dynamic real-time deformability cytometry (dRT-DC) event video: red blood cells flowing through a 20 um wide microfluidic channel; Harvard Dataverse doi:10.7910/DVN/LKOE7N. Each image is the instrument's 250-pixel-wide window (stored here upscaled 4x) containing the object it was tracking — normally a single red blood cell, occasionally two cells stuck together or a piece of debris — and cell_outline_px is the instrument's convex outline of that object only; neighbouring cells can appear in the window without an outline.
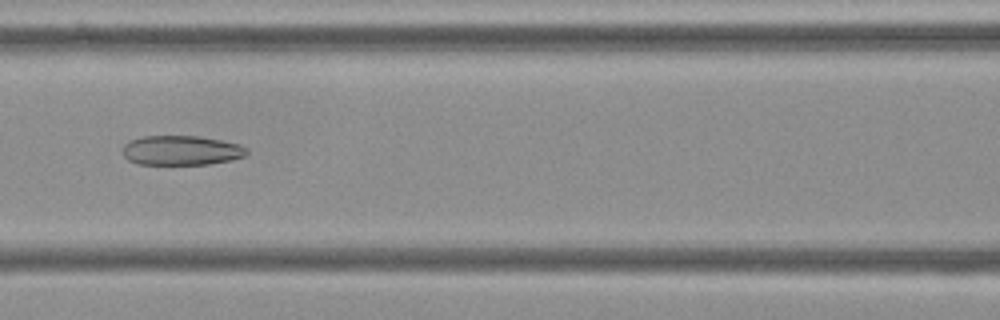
{"species": "Egyptian fruit bat (a non-hibernating species)", "species_latin": "Rousettus aegyptiacus", "temperature_condition": "cold", "stored_images_in_passage": 56, "camera_frame_rate_fps": 3000, "um_per_image_px": 0.085, "frame": {"image": 1, "passage_image": 25, "time_ms": 8.0, "image_size_px": [1000, 320], "cell_outline_px": [[248, 152], [244, 156], [232, 160], [208, 164], [136, 164], [128, 160], [120, 152], [120, 148], [128, 140], [144, 136], [200, 136], [240, 144], [248, 148]], "centroid_in_image_um": [15.36, 12.78], "position_along_channel_um": 151.2, "area_um2": 21.73}}
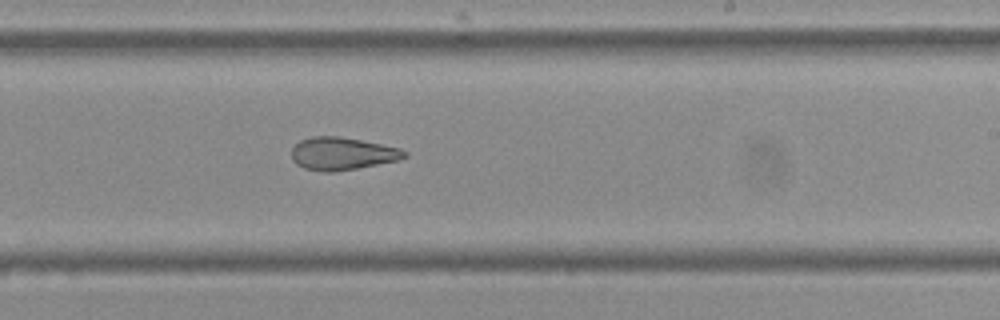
{"frame": {"image": 2, "passage_image": 34, "time_ms": 11.0, "image_size_px": [1000, 320], "cell_outline_px": [[408, 156], [400, 160], [336, 172], [324, 172], [304, 168], [296, 164], [292, 160], [292, 148], [300, 140], [312, 136], [340, 136], [400, 148], [408, 152]], "centroid_in_image_um": [29.09, 13.06], "position_along_channel_um": 259.9, "area_um2": 21.62}}
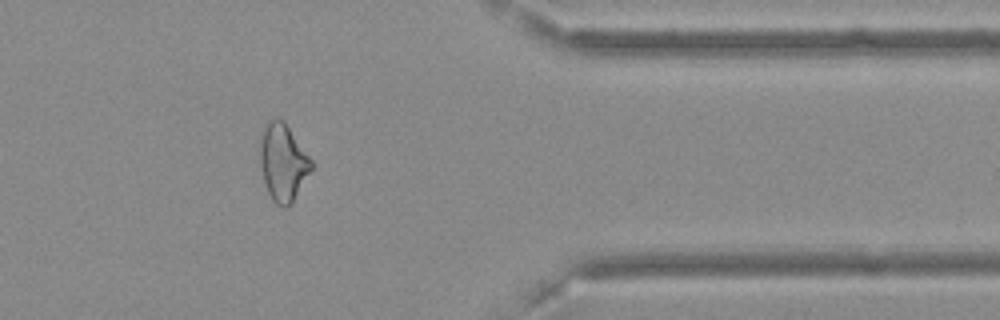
{"frame": {"image": 3, "passage_image": 46, "time_ms": 15.0, "image_size_px": [1000, 320], "cell_outline_px": [[312, 168], [288, 208], [284, 208], [276, 204], [272, 200], [264, 184], [260, 168], [260, 132], [264, 124], [272, 116], [276, 116], [284, 120], [312, 160]], "centroid_in_image_um": [24.01, 13.74], "position_along_channel_um": 387.4, "area_um2": 23.41}, "authors_computed_cell_mechanics": {"area_um2": 25.2586, "velocity_mm_per_s": 3.63, "shape_relaxation_time_tau1_ms": null, "shape_relaxation_time_tau2_ms": 3.4427, "deformation_change_tau1": null, "deformation_change_tau2": 0.1185}}